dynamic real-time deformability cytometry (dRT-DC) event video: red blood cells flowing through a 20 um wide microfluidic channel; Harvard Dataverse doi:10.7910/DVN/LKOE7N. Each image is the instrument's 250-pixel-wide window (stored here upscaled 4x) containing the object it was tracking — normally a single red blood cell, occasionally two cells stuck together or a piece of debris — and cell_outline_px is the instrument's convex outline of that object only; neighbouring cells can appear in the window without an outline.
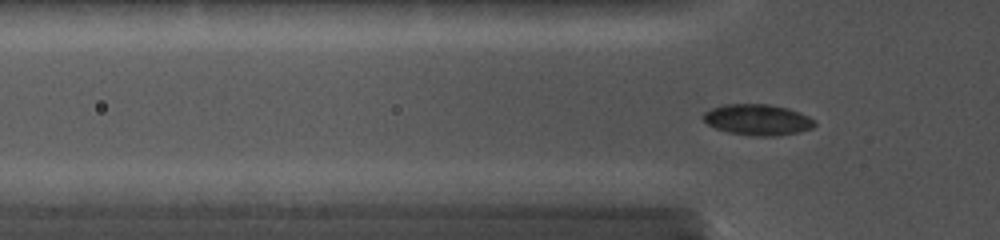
{"species": "common noctule bat (a hibernating species)", "species_latin": "Nyctalus noctula", "temperature_condition": "cold", "stored_images_in_passage": 75, "camera_frame_rate_fps": 5000, "um_per_image_px": 0.085, "animal": {"sex": "female", "body_mass_g": 19.0, "forearm_length_mm": 56.7}, "frame": {"image": 1, "passage_image": 30, "time_ms": 4.8, "image_size_px": [1000, 240], "cell_outline_px": [[816, 124], [812, 128], [800, 132], [776, 136], [756, 136], [728, 132], [716, 128], [708, 124], [704, 120], [704, 112], [712, 108], [724, 104], [768, 104], [788, 108], [800, 112], [816, 120]], "centroid_in_image_um": [64.44, 10.17], "position_along_channel_um": 61.4, "area_um2": 20.11}}
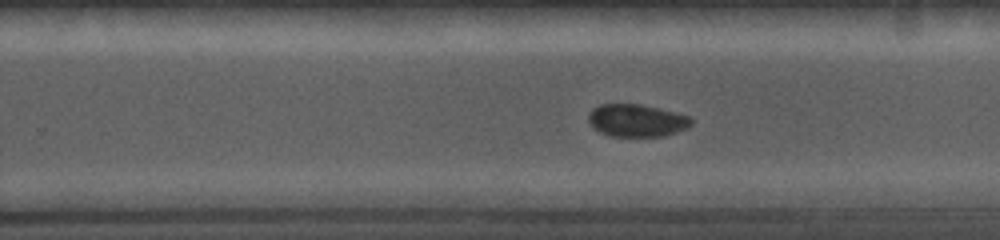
{"frame": {"image": 2, "passage_image": 55, "time_ms": 10.2, "image_size_px": [1000, 240], "cell_outline_px": [[692, 124], [688, 128], [676, 132], [660, 136], [608, 136], [592, 128], [588, 120], [588, 116], [592, 108], [600, 104], [640, 104], [660, 108], [692, 116]], "centroid_in_image_um": [54.12, 10.23], "position_along_channel_um": 275.7, "area_um2": 19.71}}
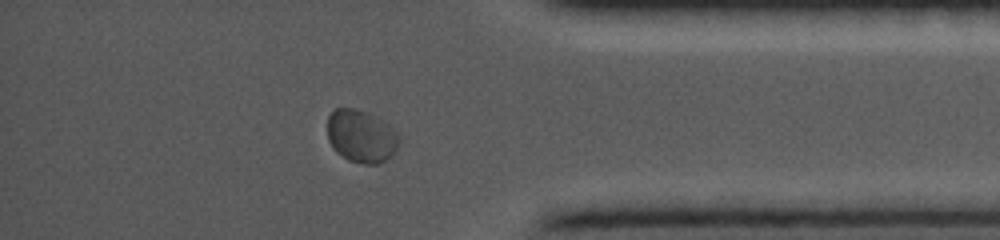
{"frame": {"image": 3, "passage_image": 67, "time_ms": 13.6, "image_size_px": [1000, 240], "cell_outline_px": [[400, 144], [384, 160], [376, 164], [360, 164], [348, 160], [336, 152], [332, 148], [328, 140], [328, 116], [336, 108], [356, 108], [368, 112], [376, 116], [388, 124], [400, 136]], "centroid_in_image_um": [30.68, 11.57], "position_along_channel_um": 404.5, "area_um2": 22.08}}